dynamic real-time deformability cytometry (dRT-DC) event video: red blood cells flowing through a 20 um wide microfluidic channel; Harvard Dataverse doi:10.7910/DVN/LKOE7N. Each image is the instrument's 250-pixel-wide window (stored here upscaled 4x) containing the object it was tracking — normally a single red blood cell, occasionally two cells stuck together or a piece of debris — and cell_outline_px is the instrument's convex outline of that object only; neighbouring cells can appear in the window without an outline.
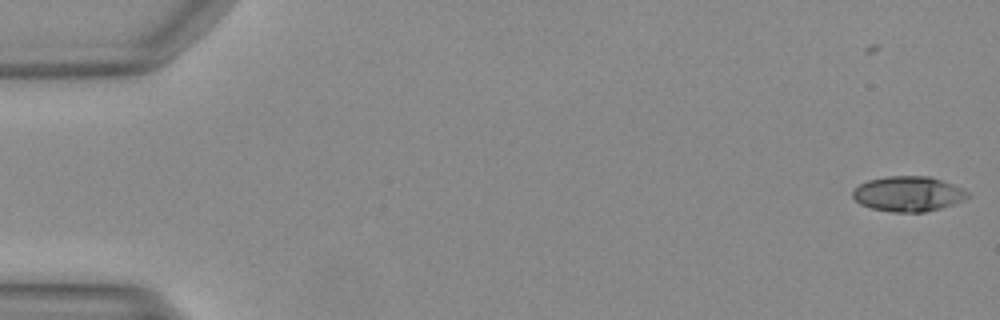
{"species": "Egyptian fruit bat (a non-hibernating species)", "species_latin": "Rousettus aegyptiacus", "temperature_condition": "warm", "stored_images_in_passage": 5, "camera_frame_rate_fps": 3000, "um_per_image_px": 0.085, "animal": {"sex": "female"}, "frame": {"image": 1, "passage_image": 5, "time_ms": 1.333, "image_size_px": [1000, 320], "cell_outline_px": [[968, 196], [964, 200], [940, 208], [924, 212], [892, 212], [872, 208], [860, 204], [852, 196], [852, 192], [860, 184], [868, 180], [888, 176], [928, 176], [964, 188], [968, 192]], "centroid_in_image_um": [77.19, 16.48], "position_along_channel_um": 7.8, "area_um2": 23.35}}